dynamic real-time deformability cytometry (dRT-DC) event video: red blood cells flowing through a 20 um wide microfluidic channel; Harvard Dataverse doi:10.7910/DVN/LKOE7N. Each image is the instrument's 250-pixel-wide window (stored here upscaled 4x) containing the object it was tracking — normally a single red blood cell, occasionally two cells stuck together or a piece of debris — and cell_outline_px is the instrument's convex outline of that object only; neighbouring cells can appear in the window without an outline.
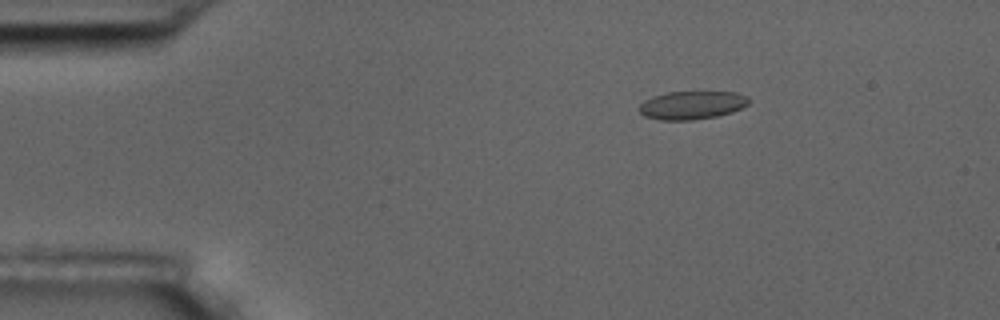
{"species": "common noctule bat (a hibernating species)", "species_latin": "Nyctalus noctula", "temperature_condition": "room temperature", "stored_images_in_passage": 15, "camera_frame_rate_fps": 3000, "um_per_image_px": 0.085, "animal": {"sex": "male", "body_mass_g": 17.5, "forearm_length_mm": 52.3}, "frame": {"image": 1, "passage_image": 3, "time_ms": 2.333, "image_size_px": [1000, 320], "cell_outline_px": [[748, 104], [732, 112], [716, 116], [692, 120], [660, 120], [644, 116], [640, 112], [640, 104], [644, 100], [652, 96], [668, 92], [736, 92], [748, 96]], "centroid_in_image_um": [58.8, 8.93], "position_along_channel_um": 26.2, "area_um2": 17.98}}
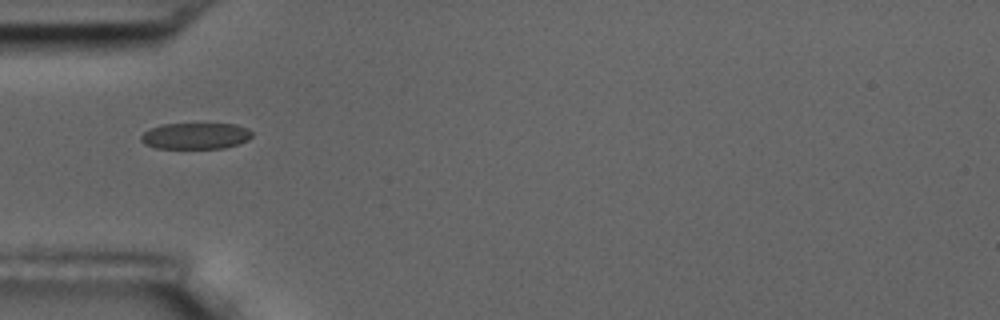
{"frame": {"image": 2, "passage_image": 5, "time_ms": 5.333, "image_size_px": [1000, 320], "cell_outline_px": [[252, 136], [248, 140], [224, 148], [156, 148], [144, 144], [140, 140], [140, 136], [144, 132], [160, 124], [236, 124], [248, 128], [252, 132]], "centroid_in_image_um": [16.62, 11.55], "position_along_channel_um": 68.4, "area_um2": 16.99}}
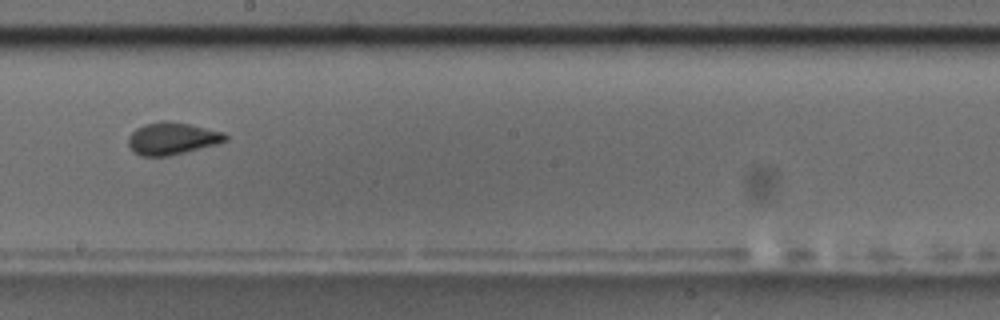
{"frame": {"image": 3, "passage_image": 9, "time_ms": 10.0, "image_size_px": [1000, 320], "cell_outline_px": [[228, 140], [216, 144], [168, 156], [140, 156], [132, 152], [128, 144], [128, 136], [136, 128], [144, 124], [188, 124], [224, 132], [228, 136]], "centroid_in_image_um": [14.61, 11.82], "position_along_channel_um": 233.6, "area_um2": 17.57}, "authors_computed_cell_mechanics": {"area_um2": 17.8602, "velocity_mm_per_s": 3.5424, "shape_relaxation_time_tau1_ms": 7.5374, "shape_relaxation_time_tau2_ms": null, "deformation_change_tau1": 0.1377, "deformation_change_tau2": null}}